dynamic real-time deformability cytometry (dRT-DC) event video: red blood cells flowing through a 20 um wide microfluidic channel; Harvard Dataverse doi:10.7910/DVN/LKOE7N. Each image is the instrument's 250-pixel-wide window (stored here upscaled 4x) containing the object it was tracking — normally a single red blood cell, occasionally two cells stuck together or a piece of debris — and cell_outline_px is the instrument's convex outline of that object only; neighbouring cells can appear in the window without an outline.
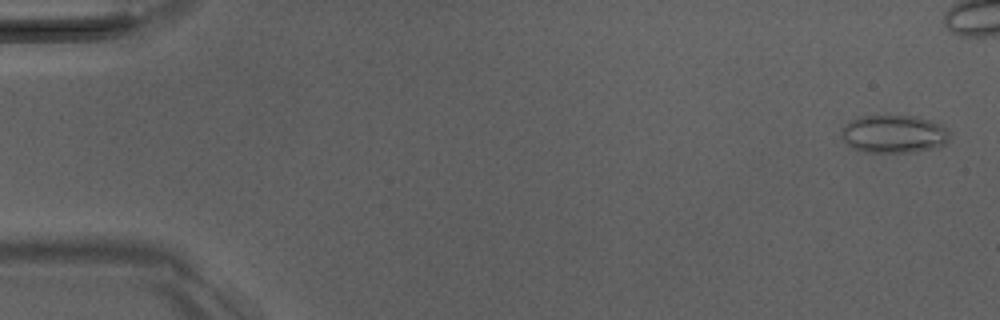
{"species": "Egyptian fruit bat (a non-hibernating species)", "species_latin": "Rousettus aegyptiacus", "temperature_condition": "room temperature", "stored_images_in_passage": 42, "camera_frame_rate_fps": 3000, "um_per_image_px": 0.085, "animal": {"sex": "male"}, "frame": {"image": 1, "passage_image": 2, "time_ms": 0.333, "image_size_px": [1000, 320], "cell_outline_px": [[948, 140], [944, 144], [936, 148], [912, 152], [864, 152], [852, 148], [840, 136], [840, 128], [852, 120], [860, 116], [920, 116], [940, 124], [948, 132]], "centroid_in_image_um": [75.94, 11.39], "position_along_channel_um": 9.1, "area_um2": 23.99}}
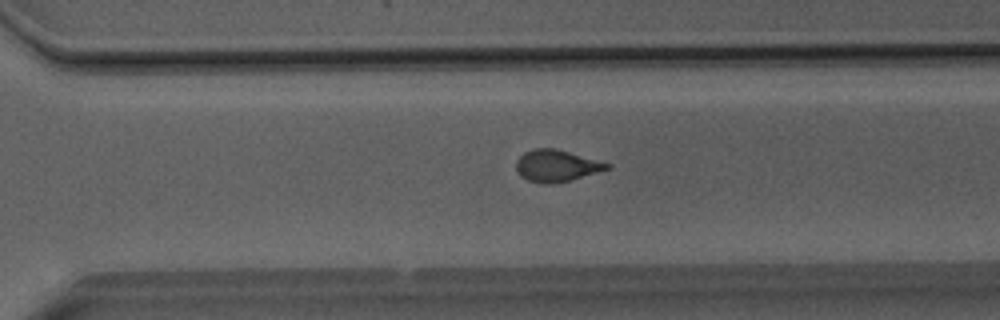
{"frame": {"image": 2, "passage_image": 36, "time_ms": 11.667, "image_size_px": [1000, 320], "cell_outline_px": [[612, 168], [568, 180], [548, 184], [544, 184], [528, 180], [520, 176], [516, 168], [516, 160], [524, 152], [532, 148], [556, 148], [612, 164]], "centroid_in_image_um": [47.29, 14.07], "position_along_channel_um": 323.3, "area_um2": 16.76}}
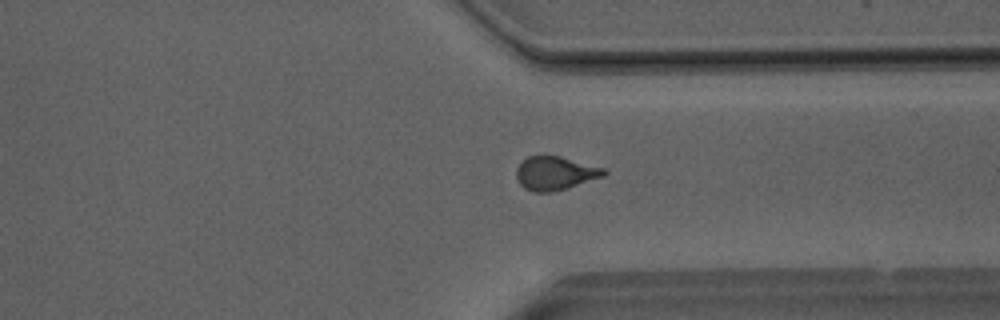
{"frame": {"image": 3, "passage_image": 39, "time_ms": 12.667, "image_size_px": [1000, 320], "cell_outline_px": [[608, 172], [604, 176], [552, 192], [536, 192], [524, 188], [520, 184], [516, 176], [516, 168], [528, 156], [560, 156], [604, 168]], "centroid_in_image_um": [47.18, 14.72], "position_along_channel_um": 364.2, "area_um2": 16.88}}